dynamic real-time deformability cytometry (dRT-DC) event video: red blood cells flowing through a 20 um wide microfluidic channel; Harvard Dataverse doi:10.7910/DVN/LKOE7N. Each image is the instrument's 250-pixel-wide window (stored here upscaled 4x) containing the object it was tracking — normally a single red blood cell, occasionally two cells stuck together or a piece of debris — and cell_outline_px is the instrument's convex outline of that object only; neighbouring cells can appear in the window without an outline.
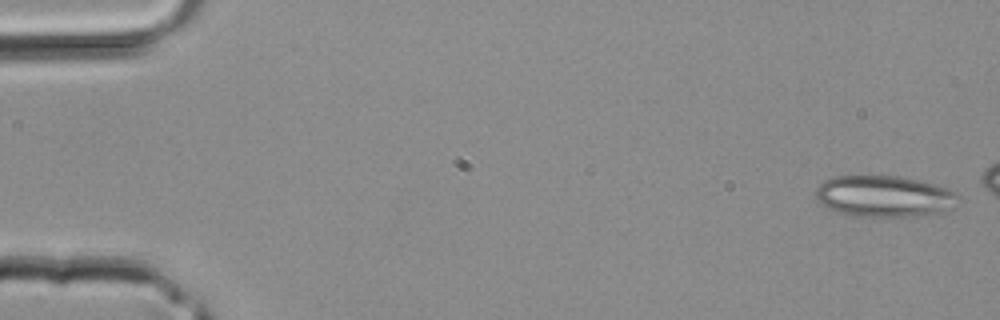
{"species": "common noctule bat (a hibernating species)", "species_latin": "Nyctalus noctula", "temperature_condition": "room temperature", "stored_images_in_passage": 10, "camera_frame_rate_fps": 3000, "um_per_image_px": 0.085, "animal": {"sex": "male", "body_mass_g": 20.4}, "frame": {"image": 1, "passage_image": 1, "time_ms": 0.0, "image_size_px": [1000, 320], "cell_outline_px": [[960, 196], [940, 212], [924, 216], [852, 216], [836, 212], [828, 208], [816, 196], [816, 188], [824, 180], [832, 176], [896, 176], [920, 180], [936, 184], [948, 188], [956, 192]], "centroid_in_image_um": [75.12, 16.67], "position_along_channel_um": 9.9, "area_um2": 34.04}}